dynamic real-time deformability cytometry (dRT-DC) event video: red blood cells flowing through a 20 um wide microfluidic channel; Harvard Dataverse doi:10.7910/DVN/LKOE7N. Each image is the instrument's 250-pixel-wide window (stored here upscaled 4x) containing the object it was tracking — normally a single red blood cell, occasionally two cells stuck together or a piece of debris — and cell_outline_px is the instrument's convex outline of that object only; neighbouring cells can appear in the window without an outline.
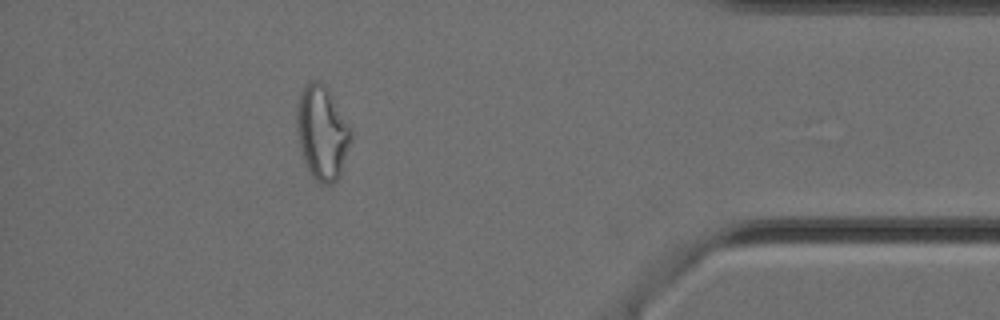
{"species": "Egyptian fruit bat (a non-hibernating species)", "species_latin": "Rousettus aegyptiacus", "temperature_condition": "cold", "stored_images_in_passage": 14, "camera_frame_rate_fps": 3000, "um_per_image_px": 0.085, "animal": {"sex": "female"}, "frame": {"image": 1, "passage_image": 14, "time_ms": 4.333, "image_size_px": [1000, 320], "cell_outline_px": [[352, 136], [340, 176], [332, 184], [320, 184], [312, 176], [300, 152], [296, 132], [296, 112], [300, 96], [308, 80], [316, 80], [324, 84], [352, 132]], "centroid_in_image_um": [27.35, 11.32], "position_along_channel_um": 407.9, "area_um2": 29.3}}